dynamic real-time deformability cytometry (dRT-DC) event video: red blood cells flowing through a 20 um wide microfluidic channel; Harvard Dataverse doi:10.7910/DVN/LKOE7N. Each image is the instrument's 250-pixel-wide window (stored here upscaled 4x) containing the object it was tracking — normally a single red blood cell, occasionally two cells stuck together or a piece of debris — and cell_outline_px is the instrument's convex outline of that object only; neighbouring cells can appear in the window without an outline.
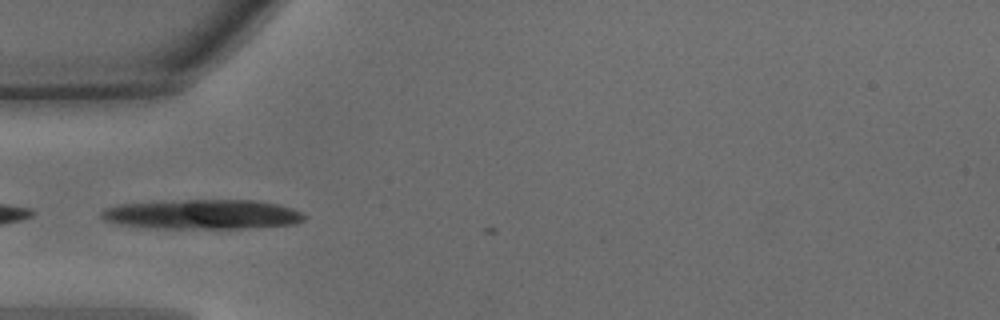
{"species": "common noctule bat (a hibernating species)", "species_latin": "Nyctalus noctula", "temperature_condition": "warm", "stored_images_in_passage": 17, "camera_frame_rate_fps": 3000, "um_per_image_px": 0.085, "animal": {"sex": "male", "body_mass_g": 15.6}, "frame": {"image": 1, "passage_image": 15, "time_ms": 4.667, "image_size_px": [1000, 320], "cell_outline_px": [[304, 220], [296, 224], [248, 228], [152, 228], [120, 224], [104, 220], [100, 216], [100, 212], [104, 208], [120, 204], [164, 200], [256, 200], [276, 204], [292, 208], [300, 212], [304, 216]], "centroid_in_image_um": [17.17, 18.21], "position_along_channel_um": 67.8, "area_um2": 35.2}}